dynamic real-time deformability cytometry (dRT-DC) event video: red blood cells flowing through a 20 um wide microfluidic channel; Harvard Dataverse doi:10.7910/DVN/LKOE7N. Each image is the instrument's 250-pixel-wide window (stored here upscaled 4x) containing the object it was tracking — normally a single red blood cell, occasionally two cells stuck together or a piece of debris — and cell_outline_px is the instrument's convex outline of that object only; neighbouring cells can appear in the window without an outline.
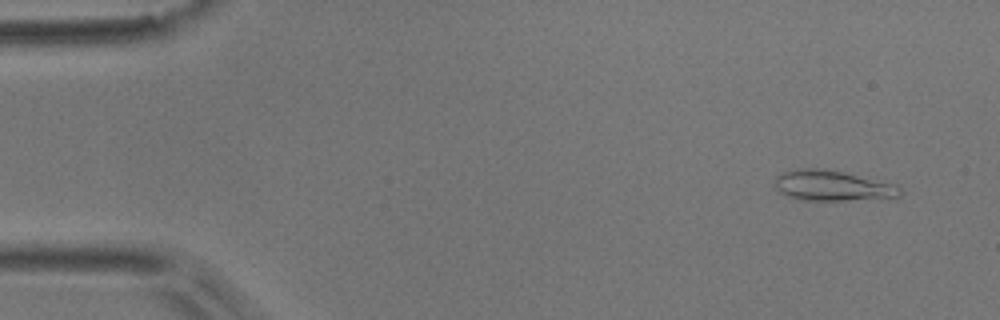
{"species": "common noctule bat (a hibernating species)", "species_latin": "Nyctalus noctula", "temperature_condition": "room temperature", "stored_images_in_passage": 5, "camera_frame_rate_fps": 3000, "um_per_image_px": 0.085, "animal": {"sex": "male", "body_mass_g": 17.9}, "frame": {"image": 1, "passage_image": 2, "time_ms": 0.333, "image_size_px": [1000, 320], "cell_outline_px": [[904, 192], [896, 200], [804, 200], [788, 196], [780, 192], [776, 188], [776, 176], [784, 172], [800, 168], [816, 168], [840, 172], [900, 184]], "centroid_in_image_um": [70.94, 15.82], "position_along_channel_um": 14.1, "area_um2": 22.66}}